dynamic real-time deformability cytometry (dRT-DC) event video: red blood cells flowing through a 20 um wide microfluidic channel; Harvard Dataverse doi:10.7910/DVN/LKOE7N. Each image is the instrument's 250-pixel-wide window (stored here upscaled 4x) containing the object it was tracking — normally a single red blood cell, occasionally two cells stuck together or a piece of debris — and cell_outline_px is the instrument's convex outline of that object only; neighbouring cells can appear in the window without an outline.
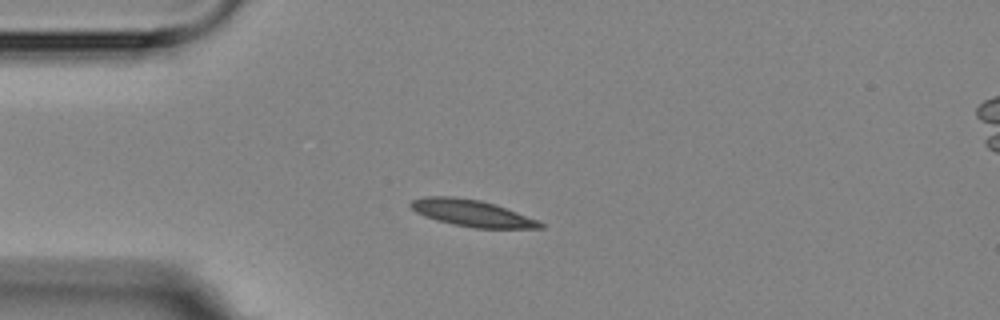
{"species": "Egyptian fruit bat (a non-hibernating species)", "species_latin": "Rousettus aegyptiacus", "temperature_condition": "room temperature", "stored_images_in_passage": 4, "camera_frame_rate_fps": 3000, "um_per_image_px": 0.085, "animal": {"sex": "female"}, "frame": {"image": 1, "passage_image": 3, "time_ms": 2.0, "image_size_px": [1000, 320], "cell_outline_px": [[544, 228], [476, 228], [452, 224], [436, 220], [424, 216], [416, 212], [408, 204], [412, 200], [424, 196], [452, 196], [480, 200], [496, 204], [540, 220], [544, 224]], "centroid_in_image_um": [40.13, 18.11], "position_along_channel_um": 44.9, "area_um2": 20.29}}